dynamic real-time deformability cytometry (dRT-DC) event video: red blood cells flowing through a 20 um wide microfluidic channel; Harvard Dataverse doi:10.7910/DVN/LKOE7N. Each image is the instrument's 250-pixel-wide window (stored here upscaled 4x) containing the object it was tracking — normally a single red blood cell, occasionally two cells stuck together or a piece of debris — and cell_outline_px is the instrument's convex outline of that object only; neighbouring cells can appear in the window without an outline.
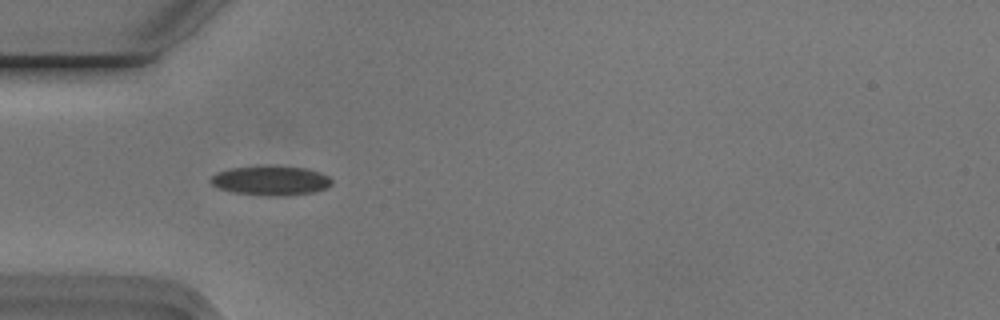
{"species": "Egyptian fruit bat (a non-hibernating species)", "species_latin": "Rousettus aegyptiacus", "temperature_condition": "cold", "stored_images_in_passage": 54, "camera_frame_rate_fps": 3000, "um_per_image_px": 0.085, "animal": {"sex": "male"}, "frame": {"image": 1, "passage_image": 16, "time_ms": 5.0, "image_size_px": [1000, 320], "cell_outline_px": [[332, 184], [328, 188], [312, 192], [280, 196], [268, 196], [232, 192], [220, 188], [212, 184], [208, 180], [216, 172], [232, 168], [308, 168], [320, 172], [328, 176], [332, 180]], "centroid_in_image_um": [23.03, 15.38], "position_along_channel_um": 62.0, "area_um2": 20.11}}
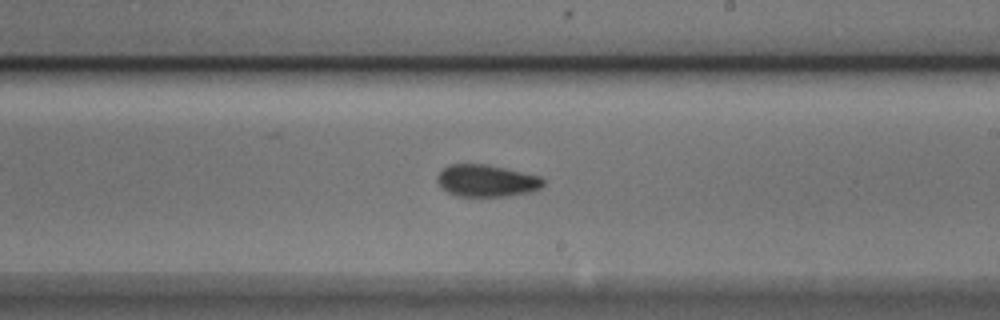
{"frame": {"image": 2, "passage_image": 31, "time_ms": 10.0, "image_size_px": [1000, 320], "cell_outline_px": [[544, 184], [536, 192], [508, 196], [456, 196], [440, 188], [436, 180], [436, 176], [448, 164], [484, 164], [504, 168], [540, 176], [544, 180]], "centroid_in_image_um": [41.35, 15.37], "position_along_channel_um": 247.6, "area_um2": 20.0}}
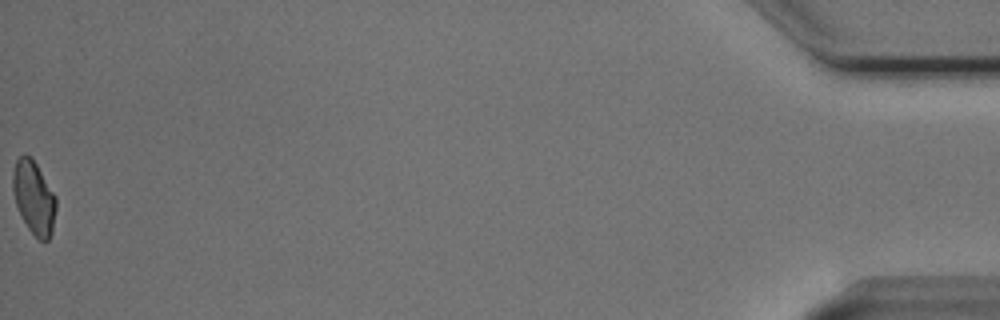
{"frame": {"image": 3, "passage_image": 54, "time_ms": 17.667, "image_size_px": [1000, 320], "cell_outline_px": [[56, 208], [52, 232], [48, 240], [40, 240], [28, 228], [16, 204], [12, 188], [12, 172], [16, 160], [24, 152], [32, 156], [56, 196]], "centroid_in_image_um": [2.88, 16.73], "position_along_channel_um": 432.3, "area_um2": 18.5}, "authors_computed_cell_mechanics": {"area_um2": 19.7098, "velocity_mm_per_s": 3.7513, "shape_relaxation_time_tau1_ms": 5.2873, "shape_relaxation_time_tau2_ms": 4.4053, "deformation_change_tau1": 0.1048, "deformation_change_tau2": 0.0713}}